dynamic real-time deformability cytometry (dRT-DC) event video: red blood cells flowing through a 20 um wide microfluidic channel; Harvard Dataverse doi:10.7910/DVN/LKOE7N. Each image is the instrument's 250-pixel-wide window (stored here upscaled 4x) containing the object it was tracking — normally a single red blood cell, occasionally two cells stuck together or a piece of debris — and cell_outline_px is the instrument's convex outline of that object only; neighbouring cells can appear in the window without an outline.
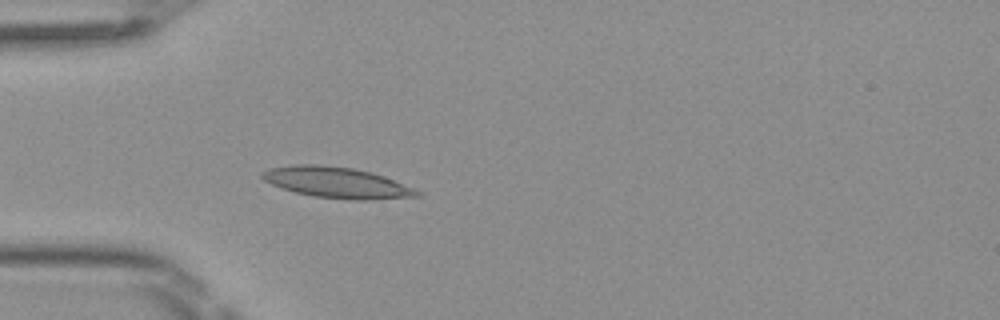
{"species": "Egyptian fruit bat (a non-hibernating species)", "species_latin": "Rousettus aegyptiacus", "temperature_condition": "room temperature", "stored_images_in_passage": 5, "camera_frame_rate_fps": 3000, "um_per_image_px": 0.085, "frame": {"image": 1, "passage_image": 5, "time_ms": 1.333, "image_size_px": [1000, 320], "cell_outline_px": [[424, 192], [420, 196], [368, 200], [356, 200], [312, 196], [296, 192], [272, 184], [264, 180], [260, 176], [260, 172], [268, 168], [292, 164], [320, 164], [352, 168], [372, 172], [384, 176]], "centroid_in_image_um": [28.63, 15.51], "position_along_channel_um": 56.4, "area_um2": 27.98}}